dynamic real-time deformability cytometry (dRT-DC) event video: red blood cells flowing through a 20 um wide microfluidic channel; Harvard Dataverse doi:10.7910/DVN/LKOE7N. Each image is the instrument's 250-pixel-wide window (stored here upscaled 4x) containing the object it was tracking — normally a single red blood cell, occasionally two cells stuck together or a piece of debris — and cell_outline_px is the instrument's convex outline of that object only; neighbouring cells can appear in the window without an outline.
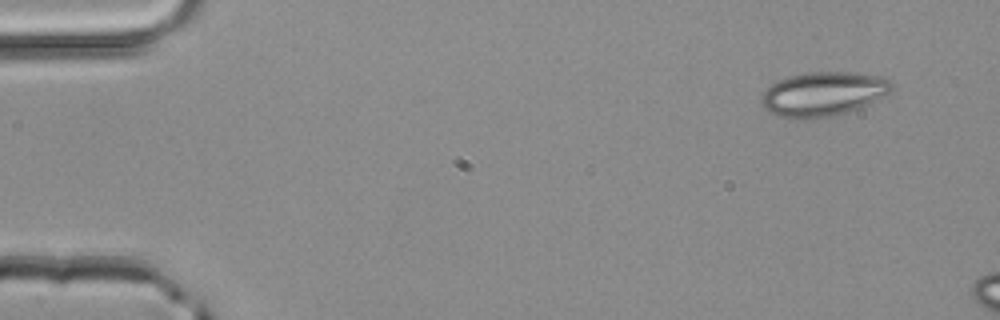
{"species": "common noctule bat (a hibernating species)", "species_latin": "Nyctalus noctula", "temperature_condition": "room temperature", "stored_images_in_passage": 3, "camera_frame_rate_fps": 3000, "um_per_image_px": 0.085, "animal": {"sex": "male", "body_mass_g": 20.4}, "frame": {"image": 1, "passage_image": 1, "time_ms": 0.0, "image_size_px": [1000, 320], "cell_outline_px": [[896, 84], [888, 92], [868, 104], [848, 112], [836, 116], [812, 120], [788, 120], [776, 116], [768, 112], [760, 104], [760, 96], [772, 84], [788, 76], [804, 72], [856, 72], [884, 76]], "centroid_in_image_um": [69.94, 8.01], "position_along_channel_um": 15.1, "area_um2": 34.51}}